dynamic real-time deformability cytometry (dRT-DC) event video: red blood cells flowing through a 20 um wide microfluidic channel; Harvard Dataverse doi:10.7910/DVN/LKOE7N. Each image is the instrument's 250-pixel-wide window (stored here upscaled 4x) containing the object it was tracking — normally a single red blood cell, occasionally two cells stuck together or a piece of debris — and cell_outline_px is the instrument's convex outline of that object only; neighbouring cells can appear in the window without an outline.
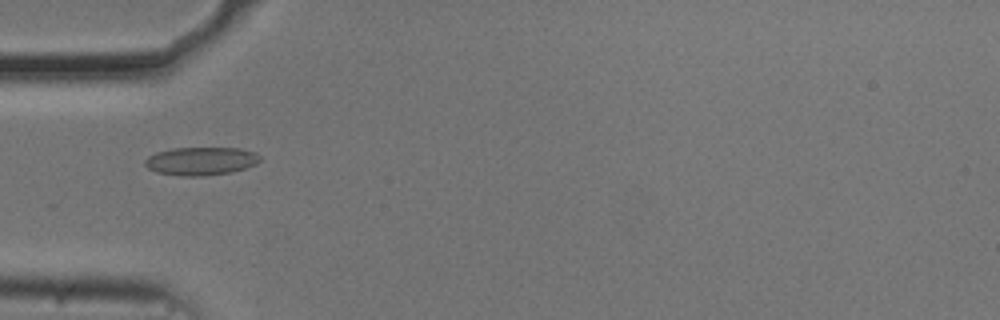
{"species": "common noctule bat (a hibernating species)", "species_latin": "Nyctalus noctula", "temperature_condition": "cold", "stored_images_in_passage": 10, "camera_frame_rate_fps": 3000, "um_per_image_px": 0.085, "animal": {"sex": "male", "body_mass_g": 20.5, "forearm_length_mm": 52.5}, "frame": {"image": 1, "passage_image": 2, "time_ms": 0.333, "image_size_px": [1000, 320], "cell_outline_px": [[260, 160], [256, 164], [232, 172], [204, 176], [184, 176], [156, 172], [148, 168], [144, 164], [144, 160], [148, 156], [156, 152], [172, 148], [240, 148], [256, 152], [260, 156]], "centroid_in_image_um": [17.07, 13.69], "position_along_channel_um": 67.9, "area_um2": 18.96}}
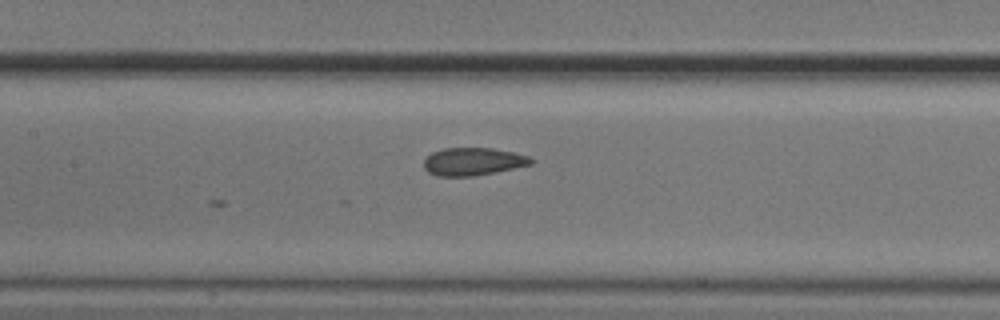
{"frame": {"image": 2, "passage_image": 10, "time_ms": 3.0, "image_size_px": [1000, 320], "cell_outline_px": [[536, 160], [532, 164], [496, 172], [476, 176], [436, 176], [428, 172], [424, 168], [424, 160], [432, 152], [444, 148], [492, 148], [512, 152], [528, 156]], "centroid_in_image_um": [40.21, 13.74], "position_along_channel_um": 167.2, "area_um2": 17.4}}